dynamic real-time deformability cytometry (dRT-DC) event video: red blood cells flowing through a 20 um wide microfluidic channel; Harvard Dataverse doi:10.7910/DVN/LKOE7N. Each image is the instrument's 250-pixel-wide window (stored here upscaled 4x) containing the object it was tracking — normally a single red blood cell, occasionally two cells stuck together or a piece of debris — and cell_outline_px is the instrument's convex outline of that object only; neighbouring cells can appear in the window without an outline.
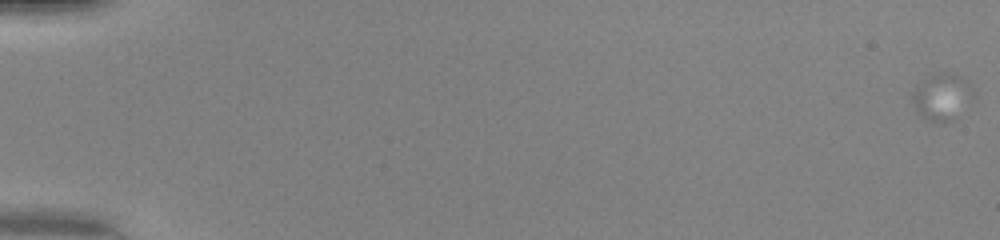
{"species": "human", "species_latin": "Homo sapiens", "temperature_condition": "warm", "stored_images_in_passage": 31, "camera_frame_rate_fps": 3000, "um_per_image_px": 0.085, "donor": {"sex": "female"}, "frame": {"image": 1, "passage_image": 1, "time_ms": 0.0, "image_size_px": [1000, 240], "cell_outline_px": [[976, 100], [952, 120], [944, 124], [940, 124], [924, 120], [916, 112], [912, 104], [912, 88], [924, 80], [940, 72], [948, 72], [960, 76], [968, 80], [976, 92]], "centroid_in_image_um": [80.12, 8.27], "position_along_channel_um": 4.9, "area_um2": 17.51}}